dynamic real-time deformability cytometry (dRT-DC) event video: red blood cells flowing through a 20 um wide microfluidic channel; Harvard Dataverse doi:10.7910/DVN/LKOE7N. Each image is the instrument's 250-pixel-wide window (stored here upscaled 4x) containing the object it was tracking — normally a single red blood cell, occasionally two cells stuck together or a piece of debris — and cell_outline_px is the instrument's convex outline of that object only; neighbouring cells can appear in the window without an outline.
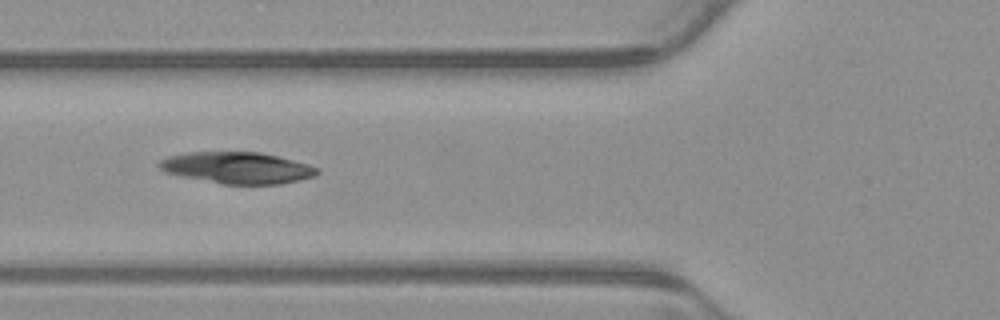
{"species": "common noctule bat (a hibernating species)", "species_latin": "Nyctalus noctula", "temperature_condition": "warm", "stored_images_in_passage": 7, "camera_frame_rate_fps": 3000, "um_per_image_px": 0.085, "animal": {"sex": "male", "body_mass_g": 23.1, "forearm_length_mm": 52.7}, "frame": {"image": 1, "passage_image": 5, "time_ms": 1.333, "image_size_px": [1000, 320], "cell_outline_px": [[320, 172], [312, 176], [280, 184], [224, 184], [184, 176], [168, 172], [160, 168], [156, 164], [160, 160], [168, 156], [184, 152], [260, 152], [280, 156], [308, 164], [320, 168]], "centroid_in_image_um": [20.18, 14.24], "position_along_channel_um": 105.6, "area_um2": 28.78}}
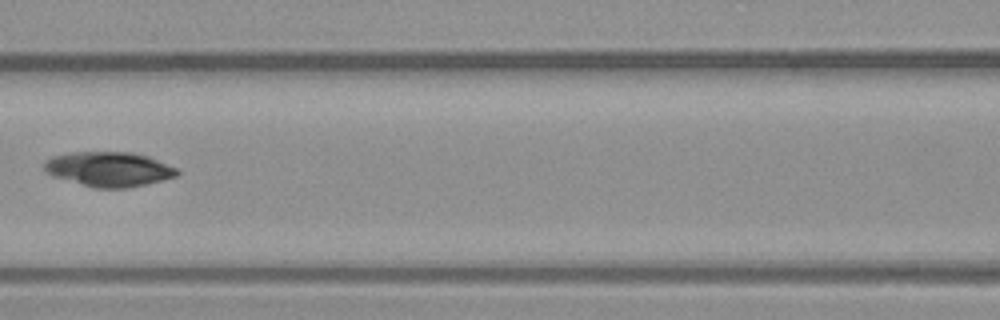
{"frame": {"image": 2, "passage_image": 6, "time_ms": 1.667, "image_size_px": [1000, 320], "cell_outline_px": [[180, 172], [176, 176], [128, 188], [92, 188], [52, 176], [44, 172], [44, 160], [52, 156], [72, 152], [132, 152], [148, 156], [176, 168]], "centroid_in_image_um": [9.19, 14.38], "position_along_channel_um": 157.4, "area_um2": 26.93}}
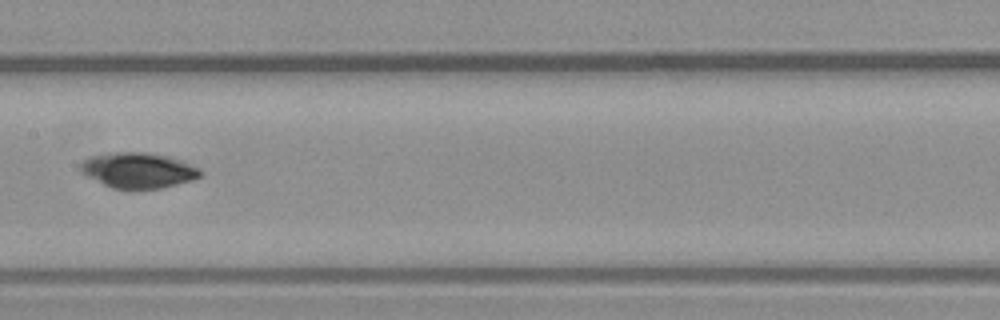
{"frame": {"image": 3, "passage_image": 7, "time_ms": 2.0, "image_size_px": [1000, 320], "cell_outline_px": [[204, 172], [200, 176], [192, 180], [160, 188], [112, 188], [80, 172], [80, 164], [84, 160], [92, 156], [112, 152], [144, 152], [168, 156], [184, 160], [200, 168]], "centroid_in_image_um": [11.79, 14.45], "position_along_channel_um": 195.6, "area_um2": 24.62}}